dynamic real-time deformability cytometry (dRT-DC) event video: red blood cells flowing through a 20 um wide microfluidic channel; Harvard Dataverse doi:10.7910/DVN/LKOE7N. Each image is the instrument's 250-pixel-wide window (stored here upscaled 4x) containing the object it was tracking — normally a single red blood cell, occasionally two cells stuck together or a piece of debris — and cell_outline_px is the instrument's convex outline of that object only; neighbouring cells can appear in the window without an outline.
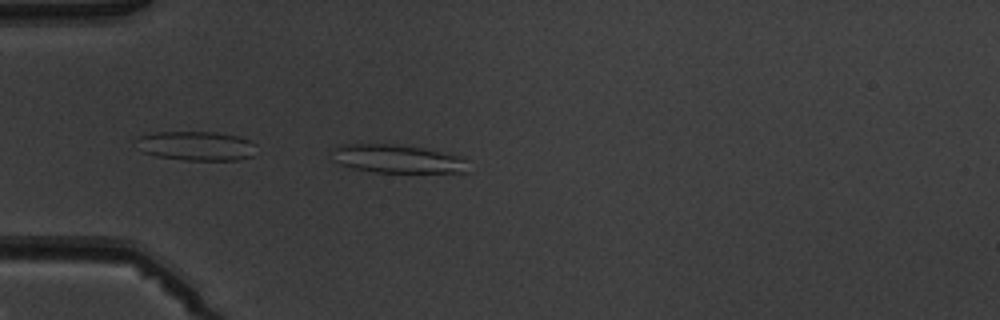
{"species": "common noctule bat (a hibernating species)", "species_latin": "Nyctalus noctula", "temperature_condition": "warm", "stored_images_in_passage": 3, "camera_frame_rate_fps": 3000, "um_per_image_px": 0.085, "animal": {"sex": "male", "body_mass_g": 19.5, "forearm_length_mm": 54.6}, "frame": {"image": 1, "passage_image": 3, "time_ms": 3.333, "image_size_px": [1000, 320], "cell_outline_px": [[468, 172], [376, 172], [352, 168], [340, 164], [332, 160], [332, 148], [344, 144], [396, 144], [424, 148], [464, 156]], "centroid_in_image_um": [33.76, 13.49], "position_along_channel_um": 51.2, "area_um2": 22.6}}